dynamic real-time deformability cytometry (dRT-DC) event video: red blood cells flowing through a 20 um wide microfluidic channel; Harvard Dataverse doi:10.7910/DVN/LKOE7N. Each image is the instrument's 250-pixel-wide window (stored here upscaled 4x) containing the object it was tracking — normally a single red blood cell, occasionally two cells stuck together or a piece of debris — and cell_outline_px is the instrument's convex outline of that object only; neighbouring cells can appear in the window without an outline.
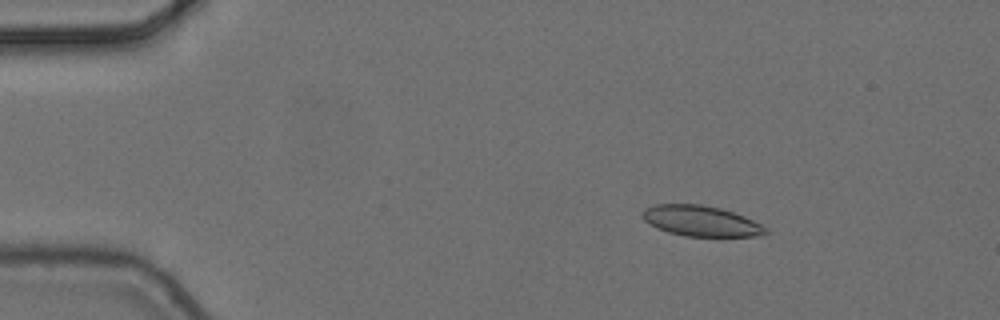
{"species": "common noctule bat (a hibernating species)", "species_latin": "Nyctalus noctula", "temperature_condition": "cold", "stored_images_in_passage": 5, "camera_frame_rate_fps": 3000, "um_per_image_px": 0.085, "animal": {"sex": "female", "body_mass_g": 24.6, "forearm_length_mm": 56.2}, "frame": {"image": 1, "passage_image": 3, "time_ms": 0.667, "image_size_px": [1000, 320], "cell_outline_px": [[768, 232], [764, 236], [684, 236], [668, 232], [644, 220], [640, 216], [644, 208], [656, 204], [700, 204], [720, 208], [744, 216], [768, 228]], "centroid_in_image_um": [59.59, 18.78], "position_along_channel_um": 25.4, "area_um2": 21.85}}